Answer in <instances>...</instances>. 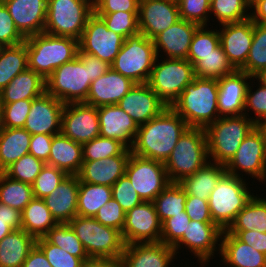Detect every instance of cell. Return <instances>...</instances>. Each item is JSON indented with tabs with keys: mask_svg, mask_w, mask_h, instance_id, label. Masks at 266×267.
<instances>
[{
	"mask_svg": "<svg viewBox=\"0 0 266 267\" xmlns=\"http://www.w3.org/2000/svg\"><path fill=\"white\" fill-rule=\"evenodd\" d=\"M188 128L187 123L167 107L158 116L139 125L131 153L165 163Z\"/></svg>",
	"mask_w": 266,
	"mask_h": 267,
	"instance_id": "cell-1",
	"label": "cell"
},
{
	"mask_svg": "<svg viewBox=\"0 0 266 267\" xmlns=\"http://www.w3.org/2000/svg\"><path fill=\"white\" fill-rule=\"evenodd\" d=\"M218 79L195 77L171 108L189 127L206 128L219 117Z\"/></svg>",
	"mask_w": 266,
	"mask_h": 267,
	"instance_id": "cell-2",
	"label": "cell"
},
{
	"mask_svg": "<svg viewBox=\"0 0 266 267\" xmlns=\"http://www.w3.org/2000/svg\"><path fill=\"white\" fill-rule=\"evenodd\" d=\"M28 68L46 80L52 72L77 57L79 41L42 32L25 38Z\"/></svg>",
	"mask_w": 266,
	"mask_h": 267,
	"instance_id": "cell-3",
	"label": "cell"
},
{
	"mask_svg": "<svg viewBox=\"0 0 266 267\" xmlns=\"http://www.w3.org/2000/svg\"><path fill=\"white\" fill-rule=\"evenodd\" d=\"M255 127L256 124L245 114L219 117L209 124L205 128L209 161L226 165Z\"/></svg>",
	"mask_w": 266,
	"mask_h": 267,
	"instance_id": "cell-4",
	"label": "cell"
},
{
	"mask_svg": "<svg viewBox=\"0 0 266 267\" xmlns=\"http://www.w3.org/2000/svg\"><path fill=\"white\" fill-rule=\"evenodd\" d=\"M207 137L204 128L189 127L179 138L164 163L170 182H180L208 162Z\"/></svg>",
	"mask_w": 266,
	"mask_h": 267,
	"instance_id": "cell-5",
	"label": "cell"
},
{
	"mask_svg": "<svg viewBox=\"0 0 266 267\" xmlns=\"http://www.w3.org/2000/svg\"><path fill=\"white\" fill-rule=\"evenodd\" d=\"M245 177H236L225 173L211 192L208 205L211 218L222 230H226L236 215L253 197L247 188Z\"/></svg>",
	"mask_w": 266,
	"mask_h": 267,
	"instance_id": "cell-6",
	"label": "cell"
},
{
	"mask_svg": "<svg viewBox=\"0 0 266 267\" xmlns=\"http://www.w3.org/2000/svg\"><path fill=\"white\" fill-rule=\"evenodd\" d=\"M69 225L89 258H120L125 242L121 231L99 223L94 217L75 216Z\"/></svg>",
	"mask_w": 266,
	"mask_h": 267,
	"instance_id": "cell-7",
	"label": "cell"
},
{
	"mask_svg": "<svg viewBox=\"0 0 266 267\" xmlns=\"http://www.w3.org/2000/svg\"><path fill=\"white\" fill-rule=\"evenodd\" d=\"M93 12V0H48L44 32L79 41Z\"/></svg>",
	"mask_w": 266,
	"mask_h": 267,
	"instance_id": "cell-8",
	"label": "cell"
},
{
	"mask_svg": "<svg viewBox=\"0 0 266 267\" xmlns=\"http://www.w3.org/2000/svg\"><path fill=\"white\" fill-rule=\"evenodd\" d=\"M156 57L153 40L139 32L124 40L111 68L135 83H147Z\"/></svg>",
	"mask_w": 266,
	"mask_h": 267,
	"instance_id": "cell-9",
	"label": "cell"
},
{
	"mask_svg": "<svg viewBox=\"0 0 266 267\" xmlns=\"http://www.w3.org/2000/svg\"><path fill=\"white\" fill-rule=\"evenodd\" d=\"M161 61L159 63L156 57L147 84L166 107H171L185 87L195 79L194 66L187 59L161 58Z\"/></svg>",
	"mask_w": 266,
	"mask_h": 267,
	"instance_id": "cell-10",
	"label": "cell"
},
{
	"mask_svg": "<svg viewBox=\"0 0 266 267\" xmlns=\"http://www.w3.org/2000/svg\"><path fill=\"white\" fill-rule=\"evenodd\" d=\"M89 65L79 57L66 62L46 79V92L64 104L85 102L90 89Z\"/></svg>",
	"mask_w": 266,
	"mask_h": 267,
	"instance_id": "cell-11",
	"label": "cell"
},
{
	"mask_svg": "<svg viewBox=\"0 0 266 267\" xmlns=\"http://www.w3.org/2000/svg\"><path fill=\"white\" fill-rule=\"evenodd\" d=\"M225 170L236 177H243L239 174L242 171L262 183L266 181V135L260 126L245 137Z\"/></svg>",
	"mask_w": 266,
	"mask_h": 267,
	"instance_id": "cell-12",
	"label": "cell"
},
{
	"mask_svg": "<svg viewBox=\"0 0 266 267\" xmlns=\"http://www.w3.org/2000/svg\"><path fill=\"white\" fill-rule=\"evenodd\" d=\"M125 174L144 202H153L156 196L169 184V178L163 162L130 155Z\"/></svg>",
	"mask_w": 266,
	"mask_h": 267,
	"instance_id": "cell-13",
	"label": "cell"
},
{
	"mask_svg": "<svg viewBox=\"0 0 266 267\" xmlns=\"http://www.w3.org/2000/svg\"><path fill=\"white\" fill-rule=\"evenodd\" d=\"M124 40L121 35L109 30L104 20L93 12L79 40V50L112 64Z\"/></svg>",
	"mask_w": 266,
	"mask_h": 267,
	"instance_id": "cell-14",
	"label": "cell"
},
{
	"mask_svg": "<svg viewBox=\"0 0 266 267\" xmlns=\"http://www.w3.org/2000/svg\"><path fill=\"white\" fill-rule=\"evenodd\" d=\"M61 133L80 144L100 135L97 107L81 103L64 105L61 116Z\"/></svg>",
	"mask_w": 266,
	"mask_h": 267,
	"instance_id": "cell-15",
	"label": "cell"
},
{
	"mask_svg": "<svg viewBox=\"0 0 266 267\" xmlns=\"http://www.w3.org/2000/svg\"><path fill=\"white\" fill-rule=\"evenodd\" d=\"M222 232L223 230L214 222L190 220L183 236L172 247L177 254L184 244L196 258L198 257L201 265L206 266L207 262H210L214 256L215 251L219 249L218 253H220L221 244L218 242L221 241Z\"/></svg>",
	"mask_w": 266,
	"mask_h": 267,
	"instance_id": "cell-16",
	"label": "cell"
},
{
	"mask_svg": "<svg viewBox=\"0 0 266 267\" xmlns=\"http://www.w3.org/2000/svg\"><path fill=\"white\" fill-rule=\"evenodd\" d=\"M125 244L160 242L161 222L153 202H142L126 212L122 229Z\"/></svg>",
	"mask_w": 266,
	"mask_h": 267,
	"instance_id": "cell-17",
	"label": "cell"
},
{
	"mask_svg": "<svg viewBox=\"0 0 266 267\" xmlns=\"http://www.w3.org/2000/svg\"><path fill=\"white\" fill-rule=\"evenodd\" d=\"M180 20L177 1L140 0L139 32L153 40L158 34Z\"/></svg>",
	"mask_w": 266,
	"mask_h": 267,
	"instance_id": "cell-18",
	"label": "cell"
},
{
	"mask_svg": "<svg viewBox=\"0 0 266 267\" xmlns=\"http://www.w3.org/2000/svg\"><path fill=\"white\" fill-rule=\"evenodd\" d=\"M64 103L46 91L32 99L24 129L34 134L56 135L61 133V116Z\"/></svg>",
	"mask_w": 266,
	"mask_h": 267,
	"instance_id": "cell-19",
	"label": "cell"
},
{
	"mask_svg": "<svg viewBox=\"0 0 266 267\" xmlns=\"http://www.w3.org/2000/svg\"><path fill=\"white\" fill-rule=\"evenodd\" d=\"M221 26L218 30L220 45L232 66L240 70L246 63L252 45L253 21L248 18Z\"/></svg>",
	"mask_w": 266,
	"mask_h": 267,
	"instance_id": "cell-20",
	"label": "cell"
},
{
	"mask_svg": "<svg viewBox=\"0 0 266 267\" xmlns=\"http://www.w3.org/2000/svg\"><path fill=\"white\" fill-rule=\"evenodd\" d=\"M117 106L138 126L147 123L167 108L147 83H136Z\"/></svg>",
	"mask_w": 266,
	"mask_h": 267,
	"instance_id": "cell-21",
	"label": "cell"
},
{
	"mask_svg": "<svg viewBox=\"0 0 266 267\" xmlns=\"http://www.w3.org/2000/svg\"><path fill=\"white\" fill-rule=\"evenodd\" d=\"M20 34L30 37L44 32L48 0H0Z\"/></svg>",
	"mask_w": 266,
	"mask_h": 267,
	"instance_id": "cell-22",
	"label": "cell"
},
{
	"mask_svg": "<svg viewBox=\"0 0 266 267\" xmlns=\"http://www.w3.org/2000/svg\"><path fill=\"white\" fill-rule=\"evenodd\" d=\"M176 252L162 242L126 244L121 255L123 267H169Z\"/></svg>",
	"mask_w": 266,
	"mask_h": 267,
	"instance_id": "cell-23",
	"label": "cell"
},
{
	"mask_svg": "<svg viewBox=\"0 0 266 267\" xmlns=\"http://www.w3.org/2000/svg\"><path fill=\"white\" fill-rule=\"evenodd\" d=\"M100 124V136L120 141L131 148L138 131L134 120L117 105L97 107Z\"/></svg>",
	"mask_w": 266,
	"mask_h": 267,
	"instance_id": "cell-24",
	"label": "cell"
},
{
	"mask_svg": "<svg viewBox=\"0 0 266 267\" xmlns=\"http://www.w3.org/2000/svg\"><path fill=\"white\" fill-rule=\"evenodd\" d=\"M254 77L236 70L233 74L218 79V111L220 117L244 114L247 80Z\"/></svg>",
	"mask_w": 266,
	"mask_h": 267,
	"instance_id": "cell-25",
	"label": "cell"
},
{
	"mask_svg": "<svg viewBox=\"0 0 266 267\" xmlns=\"http://www.w3.org/2000/svg\"><path fill=\"white\" fill-rule=\"evenodd\" d=\"M135 84L130 78L111 68L101 77L91 82L84 103L95 107L117 105Z\"/></svg>",
	"mask_w": 266,
	"mask_h": 267,
	"instance_id": "cell-26",
	"label": "cell"
},
{
	"mask_svg": "<svg viewBox=\"0 0 266 267\" xmlns=\"http://www.w3.org/2000/svg\"><path fill=\"white\" fill-rule=\"evenodd\" d=\"M131 150L126 148L119 156L83 161L77 176L79 181L111 187L125 174Z\"/></svg>",
	"mask_w": 266,
	"mask_h": 267,
	"instance_id": "cell-27",
	"label": "cell"
},
{
	"mask_svg": "<svg viewBox=\"0 0 266 267\" xmlns=\"http://www.w3.org/2000/svg\"><path fill=\"white\" fill-rule=\"evenodd\" d=\"M199 25L180 19L154 39L156 56L161 49L168 59H187L193 35ZM160 50V51H159Z\"/></svg>",
	"mask_w": 266,
	"mask_h": 267,
	"instance_id": "cell-28",
	"label": "cell"
},
{
	"mask_svg": "<svg viewBox=\"0 0 266 267\" xmlns=\"http://www.w3.org/2000/svg\"><path fill=\"white\" fill-rule=\"evenodd\" d=\"M79 178L68 175L48 196L43 198L57 223H69L77 216Z\"/></svg>",
	"mask_w": 266,
	"mask_h": 267,
	"instance_id": "cell-29",
	"label": "cell"
},
{
	"mask_svg": "<svg viewBox=\"0 0 266 267\" xmlns=\"http://www.w3.org/2000/svg\"><path fill=\"white\" fill-rule=\"evenodd\" d=\"M222 262L227 267H266V255L223 230L220 241Z\"/></svg>",
	"mask_w": 266,
	"mask_h": 267,
	"instance_id": "cell-30",
	"label": "cell"
},
{
	"mask_svg": "<svg viewBox=\"0 0 266 267\" xmlns=\"http://www.w3.org/2000/svg\"><path fill=\"white\" fill-rule=\"evenodd\" d=\"M46 164L55 166L68 175H77L83 164L82 144L62 133L53 135L49 160Z\"/></svg>",
	"mask_w": 266,
	"mask_h": 267,
	"instance_id": "cell-31",
	"label": "cell"
},
{
	"mask_svg": "<svg viewBox=\"0 0 266 267\" xmlns=\"http://www.w3.org/2000/svg\"><path fill=\"white\" fill-rule=\"evenodd\" d=\"M46 91V80L33 70L27 68L16 75L0 92L1 104L13 103L19 100H32Z\"/></svg>",
	"mask_w": 266,
	"mask_h": 267,
	"instance_id": "cell-32",
	"label": "cell"
},
{
	"mask_svg": "<svg viewBox=\"0 0 266 267\" xmlns=\"http://www.w3.org/2000/svg\"><path fill=\"white\" fill-rule=\"evenodd\" d=\"M35 244L25 230H13L0 241V267H22Z\"/></svg>",
	"mask_w": 266,
	"mask_h": 267,
	"instance_id": "cell-33",
	"label": "cell"
},
{
	"mask_svg": "<svg viewBox=\"0 0 266 267\" xmlns=\"http://www.w3.org/2000/svg\"><path fill=\"white\" fill-rule=\"evenodd\" d=\"M226 173L225 165L208 162L194 174L183 178L179 184L187 196L208 200L219 179Z\"/></svg>",
	"mask_w": 266,
	"mask_h": 267,
	"instance_id": "cell-34",
	"label": "cell"
},
{
	"mask_svg": "<svg viewBox=\"0 0 266 267\" xmlns=\"http://www.w3.org/2000/svg\"><path fill=\"white\" fill-rule=\"evenodd\" d=\"M31 134L24 128H4L0 133V172L29 154Z\"/></svg>",
	"mask_w": 266,
	"mask_h": 267,
	"instance_id": "cell-35",
	"label": "cell"
},
{
	"mask_svg": "<svg viewBox=\"0 0 266 267\" xmlns=\"http://www.w3.org/2000/svg\"><path fill=\"white\" fill-rule=\"evenodd\" d=\"M57 224L43 199L33 198L21 212V229L35 239L44 237Z\"/></svg>",
	"mask_w": 266,
	"mask_h": 267,
	"instance_id": "cell-36",
	"label": "cell"
},
{
	"mask_svg": "<svg viewBox=\"0 0 266 267\" xmlns=\"http://www.w3.org/2000/svg\"><path fill=\"white\" fill-rule=\"evenodd\" d=\"M28 68V52L25 41L0 48V92L10 81Z\"/></svg>",
	"mask_w": 266,
	"mask_h": 267,
	"instance_id": "cell-37",
	"label": "cell"
},
{
	"mask_svg": "<svg viewBox=\"0 0 266 267\" xmlns=\"http://www.w3.org/2000/svg\"><path fill=\"white\" fill-rule=\"evenodd\" d=\"M111 198V187L79 181L77 216L94 217Z\"/></svg>",
	"mask_w": 266,
	"mask_h": 267,
	"instance_id": "cell-38",
	"label": "cell"
},
{
	"mask_svg": "<svg viewBox=\"0 0 266 267\" xmlns=\"http://www.w3.org/2000/svg\"><path fill=\"white\" fill-rule=\"evenodd\" d=\"M257 230L266 233V198L253 197L226 230Z\"/></svg>",
	"mask_w": 266,
	"mask_h": 267,
	"instance_id": "cell-39",
	"label": "cell"
},
{
	"mask_svg": "<svg viewBox=\"0 0 266 267\" xmlns=\"http://www.w3.org/2000/svg\"><path fill=\"white\" fill-rule=\"evenodd\" d=\"M33 198L31 184L14 180L0 172V203L22 212Z\"/></svg>",
	"mask_w": 266,
	"mask_h": 267,
	"instance_id": "cell-40",
	"label": "cell"
},
{
	"mask_svg": "<svg viewBox=\"0 0 266 267\" xmlns=\"http://www.w3.org/2000/svg\"><path fill=\"white\" fill-rule=\"evenodd\" d=\"M186 198L183 187L178 182H170L153 200L160 222L185 211Z\"/></svg>",
	"mask_w": 266,
	"mask_h": 267,
	"instance_id": "cell-41",
	"label": "cell"
},
{
	"mask_svg": "<svg viewBox=\"0 0 266 267\" xmlns=\"http://www.w3.org/2000/svg\"><path fill=\"white\" fill-rule=\"evenodd\" d=\"M193 66L195 77L199 78L220 79L236 71L221 45L215 48L213 53L200 56V59Z\"/></svg>",
	"mask_w": 266,
	"mask_h": 267,
	"instance_id": "cell-42",
	"label": "cell"
},
{
	"mask_svg": "<svg viewBox=\"0 0 266 267\" xmlns=\"http://www.w3.org/2000/svg\"><path fill=\"white\" fill-rule=\"evenodd\" d=\"M263 69H266V24L253 22L252 45L240 71L255 77Z\"/></svg>",
	"mask_w": 266,
	"mask_h": 267,
	"instance_id": "cell-43",
	"label": "cell"
},
{
	"mask_svg": "<svg viewBox=\"0 0 266 267\" xmlns=\"http://www.w3.org/2000/svg\"><path fill=\"white\" fill-rule=\"evenodd\" d=\"M44 238L51 244L58 246L83 261L89 259L82 242L76 236L69 223H58L51 228Z\"/></svg>",
	"mask_w": 266,
	"mask_h": 267,
	"instance_id": "cell-44",
	"label": "cell"
},
{
	"mask_svg": "<svg viewBox=\"0 0 266 267\" xmlns=\"http://www.w3.org/2000/svg\"><path fill=\"white\" fill-rule=\"evenodd\" d=\"M250 8L251 0H211L210 15L213 13L221 25L240 22L251 17Z\"/></svg>",
	"mask_w": 266,
	"mask_h": 267,
	"instance_id": "cell-45",
	"label": "cell"
},
{
	"mask_svg": "<svg viewBox=\"0 0 266 267\" xmlns=\"http://www.w3.org/2000/svg\"><path fill=\"white\" fill-rule=\"evenodd\" d=\"M206 26H199L192 38L187 60L194 65L200 56L213 53V50L220 45L218 30H208Z\"/></svg>",
	"mask_w": 266,
	"mask_h": 267,
	"instance_id": "cell-46",
	"label": "cell"
},
{
	"mask_svg": "<svg viewBox=\"0 0 266 267\" xmlns=\"http://www.w3.org/2000/svg\"><path fill=\"white\" fill-rule=\"evenodd\" d=\"M126 147L118 140L98 136L82 144L83 161H94L119 156Z\"/></svg>",
	"mask_w": 266,
	"mask_h": 267,
	"instance_id": "cell-47",
	"label": "cell"
},
{
	"mask_svg": "<svg viewBox=\"0 0 266 267\" xmlns=\"http://www.w3.org/2000/svg\"><path fill=\"white\" fill-rule=\"evenodd\" d=\"M107 25V28L124 39L139 33L138 12L118 11L114 13H96Z\"/></svg>",
	"mask_w": 266,
	"mask_h": 267,
	"instance_id": "cell-48",
	"label": "cell"
},
{
	"mask_svg": "<svg viewBox=\"0 0 266 267\" xmlns=\"http://www.w3.org/2000/svg\"><path fill=\"white\" fill-rule=\"evenodd\" d=\"M45 164L44 161L27 154L10 165L4 173L14 180L32 184Z\"/></svg>",
	"mask_w": 266,
	"mask_h": 267,
	"instance_id": "cell-49",
	"label": "cell"
},
{
	"mask_svg": "<svg viewBox=\"0 0 266 267\" xmlns=\"http://www.w3.org/2000/svg\"><path fill=\"white\" fill-rule=\"evenodd\" d=\"M68 176L63 170L57 169L55 166L45 164L40 174L31 184L34 198L43 199Z\"/></svg>",
	"mask_w": 266,
	"mask_h": 267,
	"instance_id": "cell-50",
	"label": "cell"
},
{
	"mask_svg": "<svg viewBox=\"0 0 266 267\" xmlns=\"http://www.w3.org/2000/svg\"><path fill=\"white\" fill-rule=\"evenodd\" d=\"M210 0H177L180 19L207 26L210 13Z\"/></svg>",
	"mask_w": 266,
	"mask_h": 267,
	"instance_id": "cell-51",
	"label": "cell"
},
{
	"mask_svg": "<svg viewBox=\"0 0 266 267\" xmlns=\"http://www.w3.org/2000/svg\"><path fill=\"white\" fill-rule=\"evenodd\" d=\"M36 245L43 251L52 267H81L83 260L62 248L49 243L44 237L36 239Z\"/></svg>",
	"mask_w": 266,
	"mask_h": 267,
	"instance_id": "cell-52",
	"label": "cell"
},
{
	"mask_svg": "<svg viewBox=\"0 0 266 267\" xmlns=\"http://www.w3.org/2000/svg\"><path fill=\"white\" fill-rule=\"evenodd\" d=\"M256 91H252L248 84L246 90V97H245V105H244V114L250 118L256 126H260L264 121H266V86H264L261 82ZM254 111L255 117H249L247 112ZM247 111V112H246Z\"/></svg>",
	"mask_w": 266,
	"mask_h": 267,
	"instance_id": "cell-53",
	"label": "cell"
},
{
	"mask_svg": "<svg viewBox=\"0 0 266 267\" xmlns=\"http://www.w3.org/2000/svg\"><path fill=\"white\" fill-rule=\"evenodd\" d=\"M111 188L112 197L121 205L125 212L143 202L126 174L120 177Z\"/></svg>",
	"mask_w": 266,
	"mask_h": 267,
	"instance_id": "cell-54",
	"label": "cell"
},
{
	"mask_svg": "<svg viewBox=\"0 0 266 267\" xmlns=\"http://www.w3.org/2000/svg\"><path fill=\"white\" fill-rule=\"evenodd\" d=\"M32 100H19L2 104L4 128H23L30 112Z\"/></svg>",
	"mask_w": 266,
	"mask_h": 267,
	"instance_id": "cell-55",
	"label": "cell"
},
{
	"mask_svg": "<svg viewBox=\"0 0 266 267\" xmlns=\"http://www.w3.org/2000/svg\"><path fill=\"white\" fill-rule=\"evenodd\" d=\"M189 221L190 217L185 211L164 220L161 223L160 242L173 246L183 236Z\"/></svg>",
	"mask_w": 266,
	"mask_h": 267,
	"instance_id": "cell-56",
	"label": "cell"
},
{
	"mask_svg": "<svg viewBox=\"0 0 266 267\" xmlns=\"http://www.w3.org/2000/svg\"><path fill=\"white\" fill-rule=\"evenodd\" d=\"M126 212L121 205L112 197L105 205H103L94 216L101 224L113 227L122 232L125 224Z\"/></svg>",
	"mask_w": 266,
	"mask_h": 267,
	"instance_id": "cell-57",
	"label": "cell"
},
{
	"mask_svg": "<svg viewBox=\"0 0 266 267\" xmlns=\"http://www.w3.org/2000/svg\"><path fill=\"white\" fill-rule=\"evenodd\" d=\"M24 41L6 6L0 1V45L13 46Z\"/></svg>",
	"mask_w": 266,
	"mask_h": 267,
	"instance_id": "cell-58",
	"label": "cell"
},
{
	"mask_svg": "<svg viewBox=\"0 0 266 267\" xmlns=\"http://www.w3.org/2000/svg\"><path fill=\"white\" fill-rule=\"evenodd\" d=\"M140 0H93L95 13L138 12Z\"/></svg>",
	"mask_w": 266,
	"mask_h": 267,
	"instance_id": "cell-59",
	"label": "cell"
},
{
	"mask_svg": "<svg viewBox=\"0 0 266 267\" xmlns=\"http://www.w3.org/2000/svg\"><path fill=\"white\" fill-rule=\"evenodd\" d=\"M185 212L190 220L198 222H213L209 210L208 200L200 199L196 196H187L185 202Z\"/></svg>",
	"mask_w": 266,
	"mask_h": 267,
	"instance_id": "cell-60",
	"label": "cell"
},
{
	"mask_svg": "<svg viewBox=\"0 0 266 267\" xmlns=\"http://www.w3.org/2000/svg\"><path fill=\"white\" fill-rule=\"evenodd\" d=\"M53 135L34 134L31 135L29 154L44 161L49 160Z\"/></svg>",
	"mask_w": 266,
	"mask_h": 267,
	"instance_id": "cell-61",
	"label": "cell"
},
{
	"mask_svg": "<svg viewBox=\"0 0 266 267\" xmlns=\"http://www.w3.org/2000/svg\"><path fill=\"white\" fill-rule=\"evenodd\" d=\"M235 235L240 241L252 246L255 250L266 255V233L257 230H226Z\"/></svg>",
	"mask_w": 266,
	"mask_h": 267,
	"instance_id": "cell-62",
	"label": "cell"
},
{
	"mask_svg": "<svg viewBox=\"0 0 266 267\" xmlns=\"http://www.w3.org/2000/svg\"><path fill=\"white\" fill-rule=\"evenodd\" d=\"M77 56L84 65H89L90 80L94 81L111 69V64L96 56L78 51Z\"/></svg>",
	"mask_w": 266,
	"mask_h": 267,
	"instance_id": "cell-63",
	"label": "cell"
},
{
	"mask_svg": "<svg viewBox=\"0 0 266 267\" xmlns=\"http://www.w3.org/2000/svg\"><path fill=\"white\" fill-rule=\"evenodd\" d=\"M22 267H52L46 259L43 251L35 244L30 250Z\"/></svg>",
	"mask_w": 266,
	"mask_h": 267,
	"instance_id": "cell-64",
	"label": "cell"
},
{
	"mask_svg": "<svg viewBox=\"0 0 266 267\" xmlns=\"http://www.w3.org/2000/svg\"><path fill=\"white\" fill-rule=\"evenodd\" d=\"M81 267H123L121 258H89Z\"/></svg>",
	"mask_w": 266,
	"mask_h": 267,
	"instance_id": "cell-65",
	"label": "cell"
},
{
	"mask_svg": "<svg viewBox=\"0 0 266 267\" xmlns=\"http://www.w3.org/2000/svg\"><path fill=\"white\" fill-rule=\"evenodd\" d=\"M251 19L253 22L266 24V0H251Z\"/></svg>",
	"mask_w": 266,
	"mask_h": 267,
	"instance_id": "cell-66",
	"label": "cell"
},
{
	"mask_svg": "<svg viewBox=\"0 0 266 267\" xmlns=\"http://www.w3.org/2000/svg\"><path fill=\"white\" fill-rule=\"evenodd\" d=\"M21 229V219H3L0 217V241L13 230Z\"/></svg>",
	"mask_w": 266,
	"mask_h": 267,
	"instance_id": "cell-67",
	"label": "cell"
},
{
	"mask_svg": "<svg viewBox=\"0 0 266 267\" xmlns=\"http://www.w3.org/2000/svg\"><path fill=\"white\" fill-rule=\"evenodd\" d=\"M0 217L3 219H21V212L0 203Z\"/></svg>",
	"mask_w": 266,
	"mask_h": 267,
	"instance_id": "cell-68",
	"label": "cell"
},
{
	"mask_svg": "<svg viewBox=\"0 0 266 267\" xmlns=\"http://www.w3.org/2000/svg\"><path fill=\"white\" fill-rule=\"evenodd\" d=\"M257 81L266 86V69H263L259 74L254 77ZM258 78V79H257Z\"/></svg>",
	"mask_w": 266,
	"mask_h": 267,
	"instance_id": "cell-69",
	"label": "cell"
},
{
	"mask_svg": "<svg viewBox=\"0 0 266 267\" xmlns=\"http://www.w3.org/2000/svg\"><path fill=\"white\" fill-rule=\"evenodd\" d=\"M4 126H3V114H2V104L0 101V133L3 131Z\"/></svg>",
	"mask_w": 266,
	"mask_h": 267,
	"instance_id": "cell-70",
	"label": "cell"
},
{
	"mask_svg": "<svg viewBox=\"0 0 266 267\" xmlns=\"http://www.w3.org/2000/svg\"><path fill=\"white\" fill-rule=\"evenodd\" d=\"M260 127L264 130L265 135H266V121H264V122L260 125Z\"/></svg>",
	"mask_w": 266,
	"mask_h": 267,
	"instance_id": "cell-71",
	"label": "cell"
}]
</instances>
